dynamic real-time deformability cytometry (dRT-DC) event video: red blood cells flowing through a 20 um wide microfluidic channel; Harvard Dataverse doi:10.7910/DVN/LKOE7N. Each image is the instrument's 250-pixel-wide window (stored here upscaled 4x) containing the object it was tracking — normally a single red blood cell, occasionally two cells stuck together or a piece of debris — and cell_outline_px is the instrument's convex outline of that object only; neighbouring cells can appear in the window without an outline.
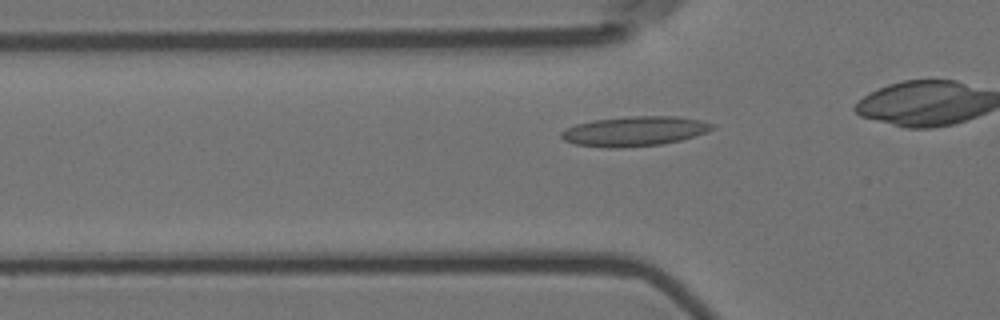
{"species": "Egyptian fruit bat (a non-hibernating species)", "species_latin": "Rousettus aegyptiacus", "temperature_condition": "room temperature", "stored_images_in_passage": 34, "camera_frame_rate_fps": 3000, "um_per_image_px": 0.085, "animal": {"sex": "female"}, "frame": {"image": 1, "passage_image": 3, "time_ms": 0.667, "image_size_px": [1000, 320], "cell_outline_px": [[716, 124], [712, 128], [704, 132], [680, 140], [660, 144], [624, 148], [608, 148], [576, 144], [564, 140], [560, 136], [560, 132], [576, 124], [592, 120], [628, 116], [676, 116], [700, 120]], "centroid_in_image_um": [53.89, 11.15], "position_along_channel_um": 71.9, "area_um2": 26.01}}
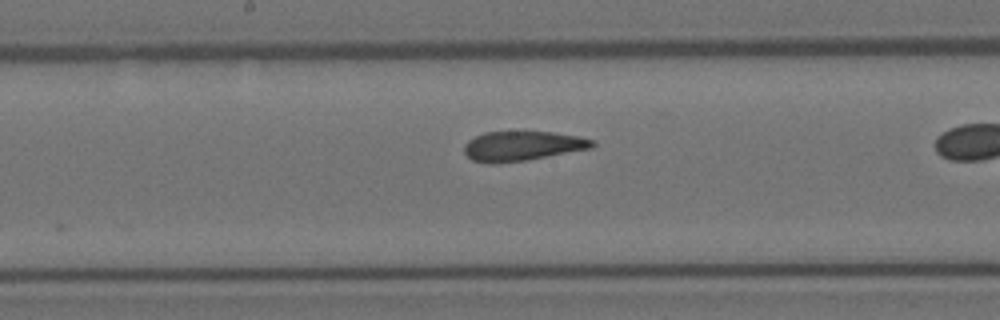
{"frame": {"image": 2, "passage_image": 14, "time_ms": 4.333, "image_size_px": [1000, 320], "cell_outline_px": [[596, 144], [592, 148], [528, 160], [496, 164], [488, 164], [472, 160], [464, 152], [464, 144], [468, 140], [484, 132], [552, 132], [580, 136], [596, 140]], "centroid_in_image_um": [44.41, 12.42], "position_along_channel_um": 203.8, "area_um2": 22.37}}
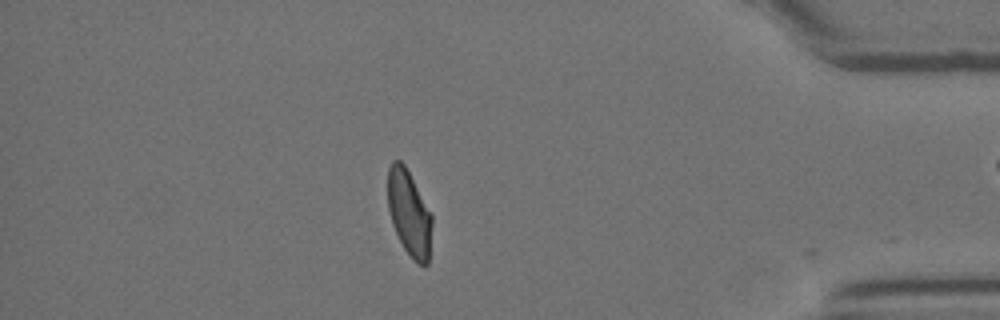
{"frame": {"image": 3, "passage_image": 26, "time_ms": 8.333, "image_size_px": [1000, 320], "cell_outline_px": [[432, 224], [428, 264], [420, 264], [404, 248], [392, 224], [388, 208], [388, 168], [392, 160], [400, 160], [404, 164], [432, 216]], "centroid_in_image_um": [34.76, 18.08], "position_along_channel_um": 400.4, "area_um2": 21.5}, "authors_computed_cell_mechanics": {"area_um2": 22.7732, "velocity_mm_per_s": 3.5662, "shape_relaxation_time_tau1_ms": null, "shape_relaxation_time_tau2_ms": 1.7053, "deformation_change_tau1": null, "deformation_change_tau2": 0.0857}}